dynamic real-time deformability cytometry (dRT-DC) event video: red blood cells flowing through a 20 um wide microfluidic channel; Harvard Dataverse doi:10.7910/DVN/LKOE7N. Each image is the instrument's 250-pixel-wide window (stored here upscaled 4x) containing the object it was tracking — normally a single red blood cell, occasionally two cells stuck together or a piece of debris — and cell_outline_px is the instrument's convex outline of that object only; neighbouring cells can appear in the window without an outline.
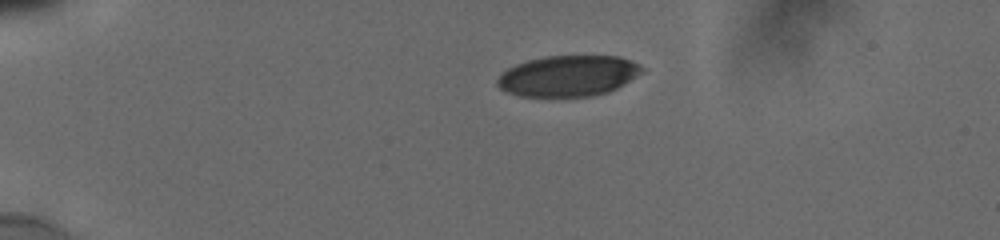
{"species": "human", "species_latin": "Homo sapiens", "temperature_condition": "cold", "stored_images_in_passage": 5, "camera_frame_rate_fps": 3000, "um_per_image_px": 0.085, "donor": {"sex": "male"}, "frame": {"image": 1, "passage_image": 1, "time_ms": 0.0, "image_size_px": [1000, 240], "cell_outline_px": [[644, 72], [624, 84], [608, 92], [592, 96], [520, 96], [508, 92], [500, 88], [496, 84], [496, 80], [500, 72], [516, 64], [528, 60], [544, 56], [620, 56], [632, 60], [640, 64], [644, 68]], "centroid_in_image_um": [48.31, 6.44], "position_along_channel_um": 36.7, "area_um2": 34.68}}